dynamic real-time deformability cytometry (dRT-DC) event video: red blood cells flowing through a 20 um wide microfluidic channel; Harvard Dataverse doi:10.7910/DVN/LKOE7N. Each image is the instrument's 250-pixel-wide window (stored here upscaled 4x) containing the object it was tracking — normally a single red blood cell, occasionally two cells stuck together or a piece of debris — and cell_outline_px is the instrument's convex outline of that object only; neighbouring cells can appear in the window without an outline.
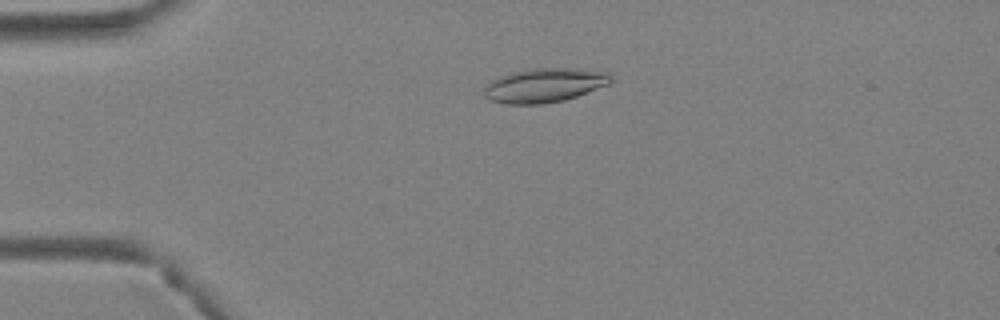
{"species": "Egyptian fruit bat (a non-hibernating species)", "species_latin": "Rousettus aegyptiacus", "temperature_condition": "warm", "stored_images_in_passage": 41, "camera_frame_rate_fps": 3000, "um_per_image_px": 0.085, "animal": {"sex": "female"}, "frame": {"image": 1, "passage_image": 10, "time_ms": 3.0, "image_size_px": [1000, 320], "cell_outline_px": [[612, 80], [608, 84], [576, 96], [564, 100], [540, 104], [504, 104], [488, 100], [484, 96], [484, 88], [492, 80], [500, 76], [512, 72], [536, 68], [580, 68], [608, 72], [612, 76]], "centroid_in_image_um": [46.26, 7.25], "position_along_channel_um": 38.7, "area_um2": 25.2}}
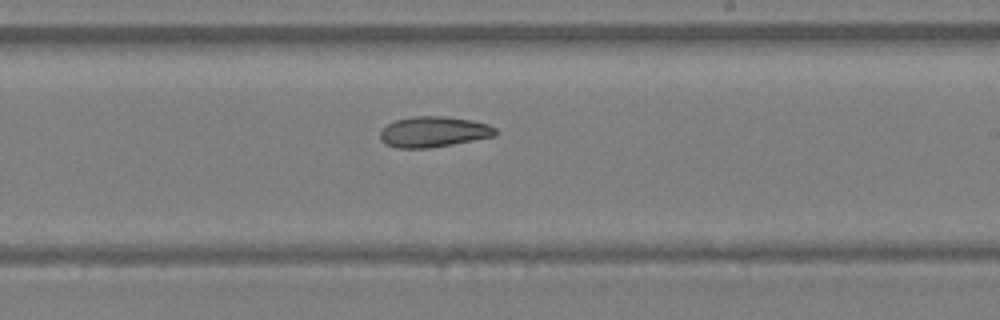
{"frame": {"image": 2, "passage_image": 25, "time_ms": 8.0, "image_size_px": [1000, 320], "cell_outline_px": [[496, 136], [452, 144], [428, 148], [396, 148], [380, 140], [380, 132], [388, 124], [396, 120], [412, 116], [444, 116], [472, 120], [488, 124], [496, 128]], "centroid_in_image_um": [36.87, 11.2], "position_along_channel_um": 252.1, "area_um2": 20.52}}
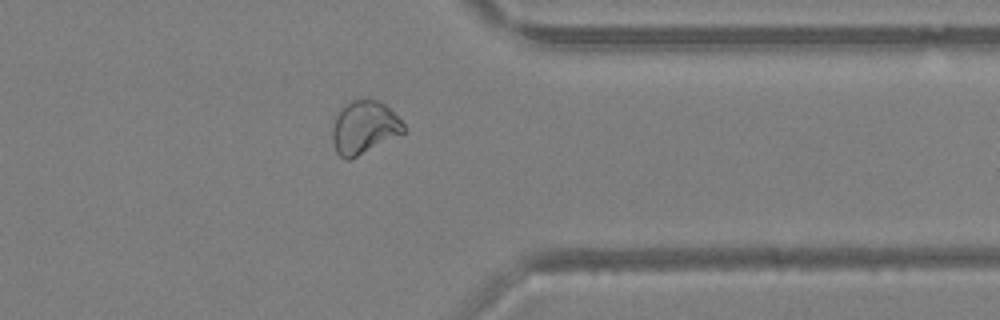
{"frame": {"image": 3, "passage_image": 33, "time_ms": 10.667, "image_size_px": [1000, 320], "cell_outline_px": [[404, 132], [348, 160], [340, 156], [336, 152], [332, 140], [332, 124], [340, 108], [344, 104], [352, 100], [368, 96], [384, 104], [404, 124]], "centroid_in_image_um": [30.9, 10.78], "position_along_channel_um": 380.5, "area_um2": 21.85}}